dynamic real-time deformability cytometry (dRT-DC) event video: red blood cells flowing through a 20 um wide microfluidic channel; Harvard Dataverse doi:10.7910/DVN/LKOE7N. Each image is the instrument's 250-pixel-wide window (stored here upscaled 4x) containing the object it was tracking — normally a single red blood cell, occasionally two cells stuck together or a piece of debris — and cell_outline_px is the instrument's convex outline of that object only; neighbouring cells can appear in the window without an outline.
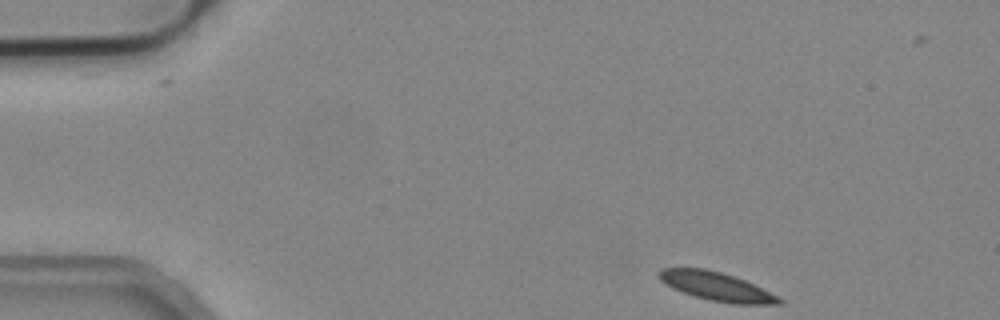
{"species": "common noctule bat (a hibernating species)", "species_latin": "Nyctalus noctula", "temperature_condition": "cold", "stored_images_in_passage": 48, "camera_frame_rate_fps": 3000, "um_per_image_px": 0.085, "animal": {"sex": "male", "body_mass_g": 19.2, "forearm_length_mm": 51.8}, "frame": {"image": 1, "passage_image": 1, "time_ms": 0.0, "image_size_px": [1000, 320], "cell_outline_px": [[784, 304], [736, 304], [712, 300], [696, 296], [672, 288], [660, 280], [656, 272], [660, 268], [704, 268], [720, 272], [744, 280], [780, 296], [784, 300]], "centroid_in_image_um": [60.92, 24.34], "position_along_channel_um": 24.1, "area_um2": 19.88}}
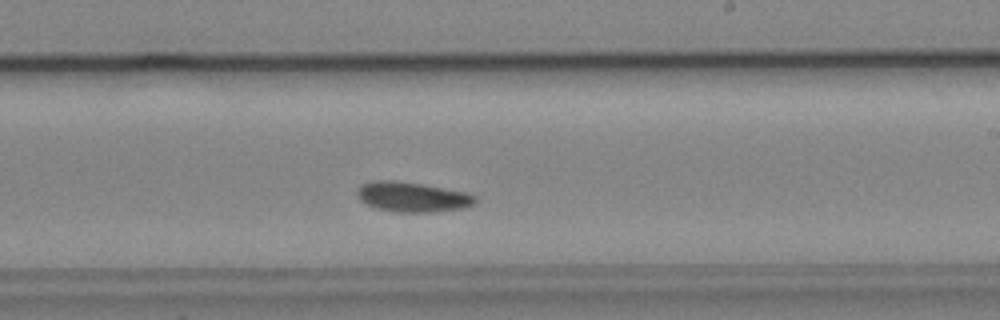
{"frame": {"image": 2, "passage_image": 26, "time_ms": 8.333, "image_size_px": [1000, 320], "cell_outline_px": [[476, 204], [464, 208], [432, 212], [396, 212], [376, 208], [360, 200], [356, 196], [356, 188], [360, 184], [368, 180], [392, 180], [420, 184], [464, 192], [476, 196]], "centroid_in_image_um": [34.99, 16.74], "position_along_channel_um": 254.0, "area_um2": 20.69}}
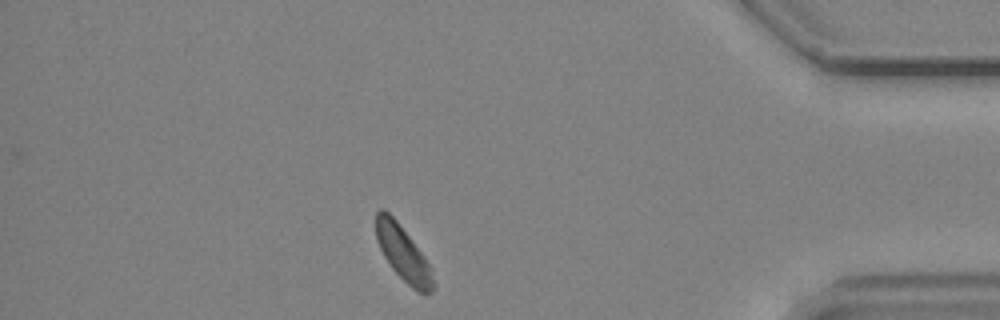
{"frame": {"image": 3, "passage_image": 41, "time_ms": 13.333, "image_size_px": [1000, 320], "cell_outline_px": [[436, 288], [428, 296], [424, 296], [416, 292], [392, 268], [384, 256], [376, 240], [376, 212], [380, 208], [384, 208], [396, 220], [424, 256], [432, 268], [436, 284]], "centroid_in_image_um": [34.32, 21.62], "position_along_channel_um": 400.9, "area_um2": 18.55}, "authors_computed_cell_mechanics": {"area_um2": 19.8254, "velocity_mm_per_s": 3.7481, "shape_relaxation_time_tau1_ms": 3.6215, "shape_relaxation_time_tau2_ms": 7.5344, "deformation_change_tau1": 0.0811, "deformation_change_tau2": 0.0865}}